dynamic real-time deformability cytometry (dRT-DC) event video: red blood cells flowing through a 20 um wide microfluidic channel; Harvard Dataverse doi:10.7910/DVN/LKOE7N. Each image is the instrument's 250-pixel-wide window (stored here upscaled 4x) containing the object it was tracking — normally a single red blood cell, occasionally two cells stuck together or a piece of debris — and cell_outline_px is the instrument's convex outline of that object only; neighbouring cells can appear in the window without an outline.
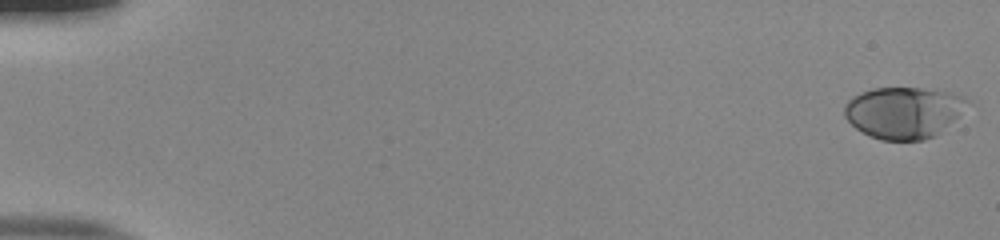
{"species": "human", "species_latin": "Homo sapiens", "temperature_condition": "room temperature", "stored_images_in_passage": 54, "camera_frame_rate_fps": 3000, "um_per_image_px": 0.085, "donor": {"sex": "male"}, "frame": {"image": 1, "passage_image": 1, "time_ms": 0.0, "image_size_px": [1000, 240], "cell_outline_px": [[972, 104], [936, 136], [924, 140], [880, 140], [856, 128], [844, 116], [844, 104], [852, 96], [860, 92], [872, 88], [920, 88], [948, 92], [964, 96], [972, 100]], "centroid_in_image_um": [76.85, 9.55], "position_along_channel_um": 8.1, "area_um2": 37.22}}
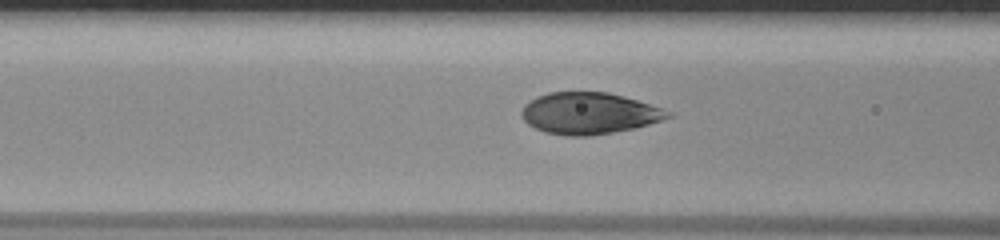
{"frame": {"image": 2, "passage_image": 23, "time_ms": 7.333, "image_size_px": [1000, 240], "cell_outline_px": [[672, 116], [636, 128], [588, 136], [568, 136], [544, 132], [528, 124], [520, 116], [520, 112], [524, 104], [528, 100], [536, 96], [548, 92], [608, 92], [624, 96], [672, 112]], "centroid_in_image_um": [50.01, 9.63], "position_along_channel_um": 116.6, "area_um2": 35.43}}
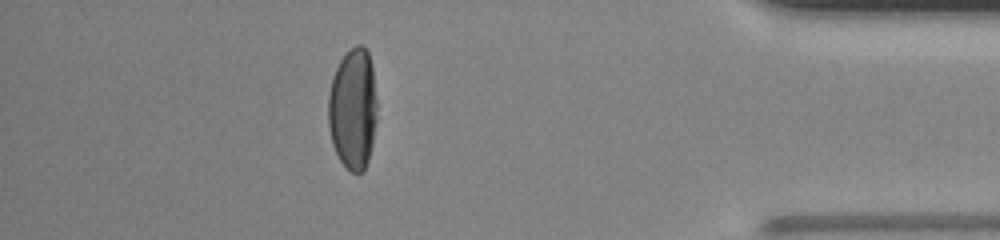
{"frame": {"image": 3, "passage_image": 48, "time_ms": 15.667, "image_size_px": [1000, 240], "cell_outline_px": [[376, 120], [372, 144], [368, 160], [364, 168], [360, 172], [352, 172], [340, 160], [332, 144], [328, 124], [328, 96], [332, 76], [340, 60], [356, 44], [364, 44], [368, 52], [372, 68], [376, 100]], "centroid_in_image_um": [29.99, 9.23], "position_along_channel_um": 405.2, "area_um2": 34.33}, "authors_computed_cell_mechanics": {"area_um2": 36.0094, "velocity_mm_per_s": 3.8951, "shape_relaxation_time_tau1_ms": 5.0212, "shape_relaxation_time_tau2_ms": null, "deformation_change_tau1": 0.2171, "deformation_change_tau2": null}}